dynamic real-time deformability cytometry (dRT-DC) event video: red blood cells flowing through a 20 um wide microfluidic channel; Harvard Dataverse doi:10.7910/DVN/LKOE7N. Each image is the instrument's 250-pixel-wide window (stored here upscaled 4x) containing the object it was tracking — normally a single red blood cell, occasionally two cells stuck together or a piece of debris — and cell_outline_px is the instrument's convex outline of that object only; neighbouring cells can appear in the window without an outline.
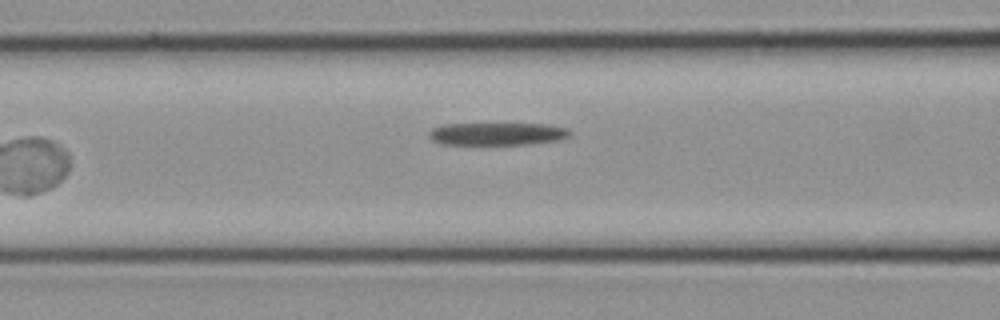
{"species": "common noctule bat (a hibernating species)", "species_latin": "Nyctalus noctula", "temperature_condition": "cold", "stored_images_in_passage": 12, "camera_frame_rate_fps": 3000, "um_per_image_px": 0.085, "animal": {"sex": "female", "body_mass_g": 21.9}, "frame": {"image": 1, "passage_image": 12, "time_ms": 3.667, "image_size_px": [1000, 320], "cell_outline_px": [[572, 136], [560, 140], [532, 144], [440, 144], [432, 140], [428, 136], [428, 132], [432, 128], [440, 124], [548, 124], [568, 128], [572, 132]], "centroid_in_image_um": [42.29, 11.37], "position_along_channel_um": 124.3, "area_um2": 18.84}}